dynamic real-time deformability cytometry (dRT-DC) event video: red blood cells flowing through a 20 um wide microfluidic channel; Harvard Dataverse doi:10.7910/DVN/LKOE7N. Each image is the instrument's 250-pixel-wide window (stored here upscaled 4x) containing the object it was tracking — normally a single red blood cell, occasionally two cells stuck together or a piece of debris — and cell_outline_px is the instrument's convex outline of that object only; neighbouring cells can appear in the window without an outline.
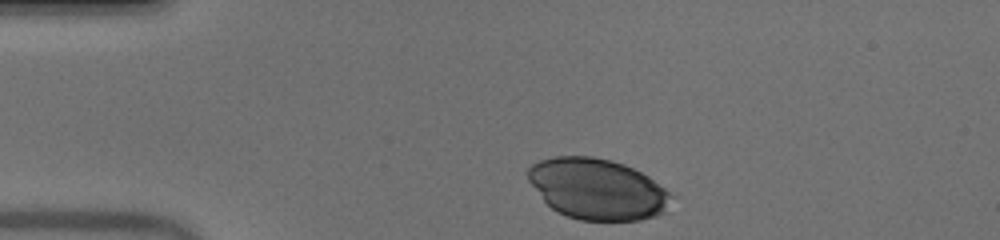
{"species": "human", "species_latin": "Homo sapiens", "temperature_condition": "warm", "stored_images_in_passage": 36, "camera_frame_rate_fps": 3000, "um_per_image_px": 0.085, "donor": {"sex": "male"}, "frame": {"image": 1, "passage_image": 1, "time_ms": 0.0, "image_size_px": [1000, 240], "cell_outline_px": [[672, 196], [664, 212], [656, 216], [640, 220], [580, 220], [556, 212], [544, 200], [528, 180], [528, 168], [532, 164], [540, 160], [552, 156], [592, 156], [612, 160], [624, 164], [648, 176], [664, 188]], "centroid_in_image_um": [50.75, 16.06], "position_along_channel_um": 34.2, "area_um2": 50.58}}
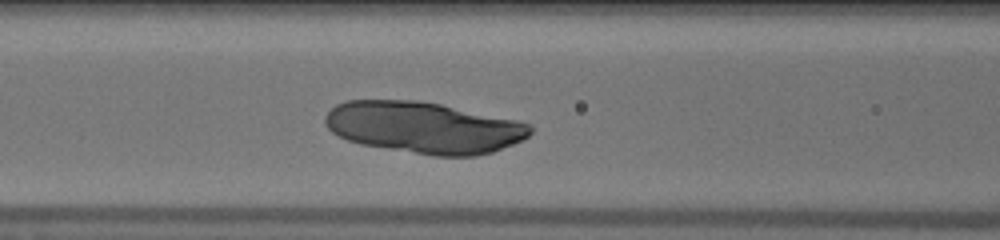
{"frame": {"image": 2, "passage_image": 12, "time_ms": 3.667, "image_size_px": [1000, 240], "cell_outline_px": [[532, 132], [524, 140], [492, 152], [476, 156], [432, 156], [360, 144], [348, 140], [332, 132], [324, 124], [324, 116], [336, 104], [344, 100], [420, 100], [440, 104], [516, 120], [532, 124]], "centroid_in_image_um": [36.02, 10.84], "position_along_channel_um": 130.6, "area_um2": 61.79}}
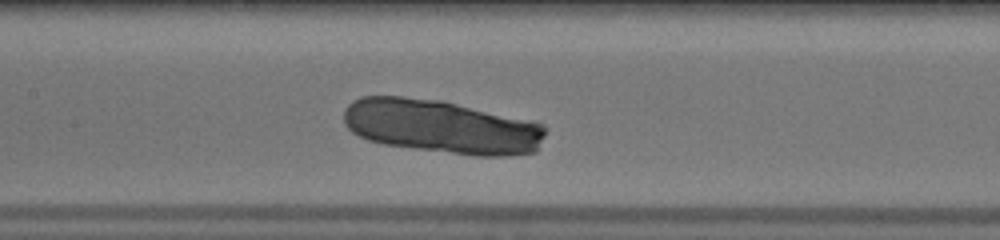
{"frame": {"image": 3, "passage_image": 15, "time_ms": 4.667, "image_size_px": [1000, 240], "cell_outline_px": [[544, 136], [536, 152], [508, 156], [472, 156], [384, 144], [368, 140], [352, 132], [344, 124], [344, 108], [352, 100], [360, 96], [400, 96], [440, 100], [544, 124]], "centroid_in_image_um": [37.48, 10.77], "position_along_channel_um": 169.9, "area_um2": 63.06}}